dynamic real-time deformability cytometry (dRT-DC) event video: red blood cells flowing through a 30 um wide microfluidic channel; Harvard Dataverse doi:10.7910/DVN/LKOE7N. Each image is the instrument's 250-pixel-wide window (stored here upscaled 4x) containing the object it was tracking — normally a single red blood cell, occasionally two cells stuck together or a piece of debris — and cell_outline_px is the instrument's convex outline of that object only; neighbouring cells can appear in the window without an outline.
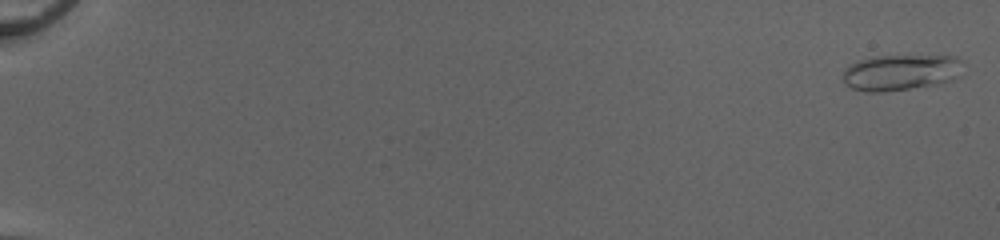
{"species": "common noctule bat (a hibernating species)", "species_latin": "Nyctalus noctula", "temperature_condition": "cold", "stored_images_in_passage": 53, "camera_frame_rate_fps": 3000, "um_per_image_px": 0.085, "animal": {"sex": "female", "body_mass_g": 20.0, "forearm_length_mm": 54.0}, "frame": {"image": 1, "passage_image": 2, "time_ms": 0.333, "image_size_px": [1000, 240], "cell_outline_px": [[960, 60], [952, 80], [940, 84], [884, 92], [864, 92], [852, 88], [844, 84], [844, 68], [860, 60], [876, 56], [956, 56]], "centroid_in_image_um": [76.46, 6.17], "position_along_channel_um": 8.5, "area_um2": 24.68}}
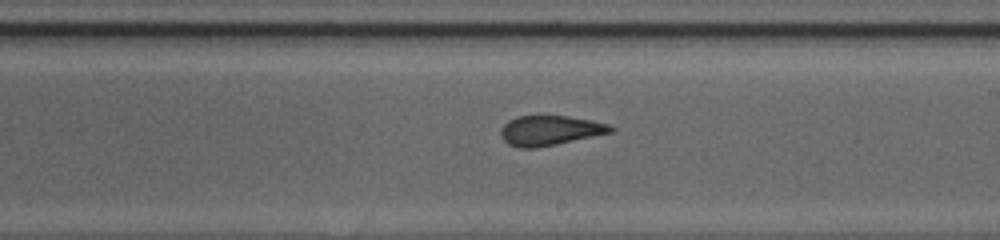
{"frame": {"image": 2, "passage_image": 34, "time_ms": 11.0, "image_size_px": [1000, 240], "cell_outline_px": [[616, 128], [612, 132], [556, 144], [536, 148], [520, 148], [508, 144], [504, 140], [500, 132], [500, 128], [508, 120], [516, 116], [568, 116], [592, 120], [608, 124]], "centroid_in_image_um": [46.73, 11.08], "position_along_channel_um": 242.3, "area_um2": 19.07}}
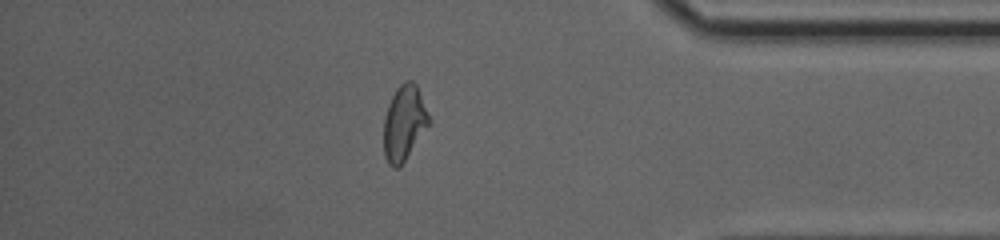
{"frame": {"image": 3, "passage_image": 47, "time_ms": 15.333, "image_size_px": [1000, 240], "cell_outline_px": [[428, 124], [404, 160], [396, 168], [392, 168], [388, 164], [384, 156], [384, 116], [388, 104], [396, 88], [404, 80], [412, 80], [416, 84], [428, 116]], "centroid_in_image_um": [34.29, 10.42], "position_along_channel_um": 400.9, "area_um2": 19.13}, "authors_computed_cell_mechanics": {"area_um2": 19.8832, "velocity_mm_per_s": 4.1335, "shape_relaxation_time_tau1_ms": null, "shape_relaxation_time_tau2_ms": 1.251, "deformation_change_tau1": null, "deformation_change_tau2": 0.0935}}